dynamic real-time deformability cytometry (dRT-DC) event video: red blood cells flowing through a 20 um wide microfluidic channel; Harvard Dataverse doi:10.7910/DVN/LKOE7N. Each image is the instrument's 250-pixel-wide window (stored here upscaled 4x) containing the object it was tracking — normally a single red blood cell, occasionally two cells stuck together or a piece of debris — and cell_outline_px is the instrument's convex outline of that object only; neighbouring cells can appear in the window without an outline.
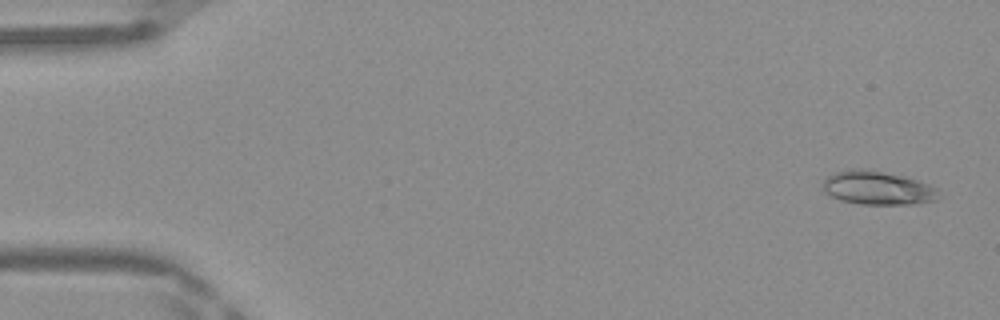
{"species": "Egyptian fruit bat (a non-hibernating species)", "species_latin": "Rousettus aegyptiacus", "temperature_condition": "warm", "stored_images_in_passage": 47, "camera_frame_rate_fps": 3000, "um_per_image_px": 0.085, "frame": {"image": 1, "passage_image": 1, "time_ms": 0.0, "image_size_px": [1000, 320], "cell_outline_px": [[936, 200], [912, 204], [860, 204], [840, 200], [824, 192], [824, 180], [828, 176], [836, 172], [852, 168], [864, 168], [904, 176], [928, 184], [936, 188]], "centroid_in_image_um": [74.56, 15.97], "position_along_channel_um": 10.4, "area_um2": 22.43}}
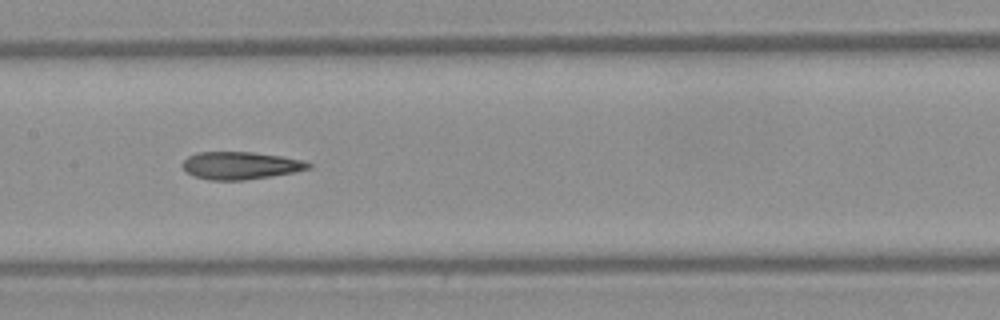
{"frame": {"image": 2, "passage_image": 23, "time_ms": 7.333, "image_size_px": [1000, 320], "cell_outline_px": [[312, 168], [272, 176], [244, 180], [208, 180], [192, 176], [184, 168], [184, 160], [188, 156], [196, 152], [252, 152], [280, 156], [304, 160], [312, 164]], "centroid_in_image_um": [20.45, 14.07], "position_along_channel_um": 186.9, "area_um2": 20.17}}
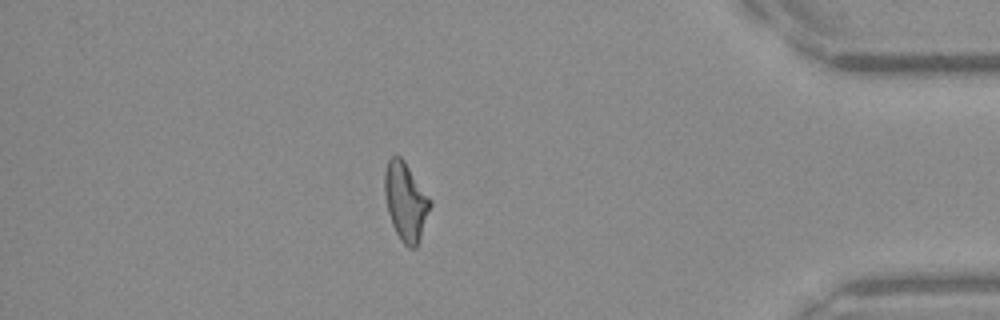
{"frame": {"image": 3, "passage_image": 41, "time_ms": 13.333, "image_size_px": [1000, 320], "cell_outline_px": [[432, 204], [420, 240], [416, 248], [408, 248], [400, 240], [392, 224], [388, 212], [384, 192], [384, 176], [388, 160], [392, 156], [400, 156], [404, 160], [432, 200]], "centroid_in_image_um": [34.5, 17.15], "position_along_channel_um": 400.7, "area_um2": 20.87}, "authors_computed_cell_mechanics": {"area_um2": 20.808, "velocity_mm_per_s": 4.2111, "shape_relaxation_time_tau1_ms": null, "shape_relaxation_time_tau2_ms": 3.3258, "deformation_change_tau1": null, "deformation_change_tau2": 0.1396}}